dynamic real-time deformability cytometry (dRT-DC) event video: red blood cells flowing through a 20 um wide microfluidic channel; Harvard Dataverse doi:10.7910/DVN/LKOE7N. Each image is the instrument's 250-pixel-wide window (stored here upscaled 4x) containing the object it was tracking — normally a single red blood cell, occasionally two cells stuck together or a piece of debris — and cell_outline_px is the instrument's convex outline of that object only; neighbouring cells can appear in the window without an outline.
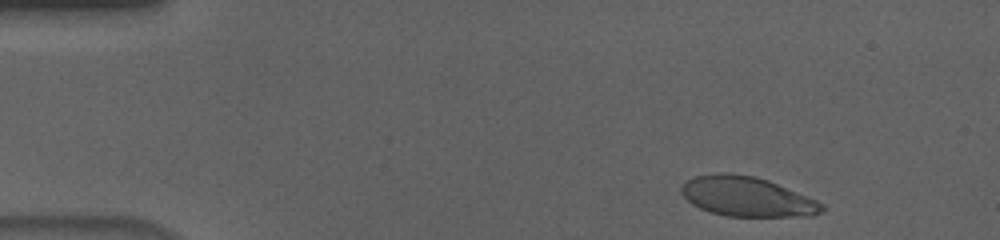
{"species": "human", "species_latin": "Homo sapiens", "temperature_condition": "cold", "stored_images_in_passage": 52, "camera_frame_rate_fps": 3000, "um_per_image_px": 0.085, "donor": {"sex": "male"}, "frame": {"image": 1, "passage_image": 3, "time_ms": 0.667, "image_size_px": [1000, 240], "cell_outline_px": [[824, 212], [812, 216], [724, 216], [708, 212], [692, 204], [680, 192], [680, 188], [688, 180], [696, 176], [724, 172], [732, 172], [756, 176], [768, 180], [816, 200], [824, 204]], "centroid_in_image_um": [63.5, 16.71], "position_along_channel_um": 21.5, "area_um2": 32.6}}
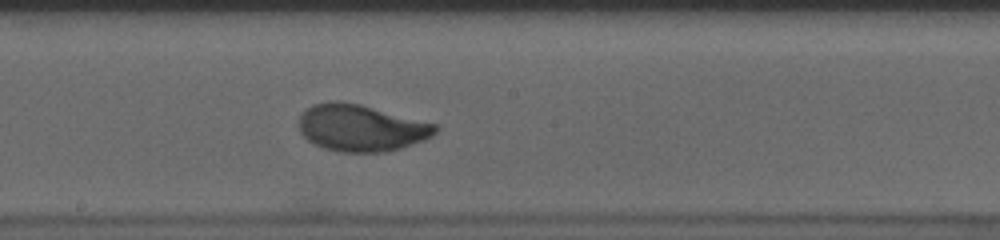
{"frame": {"image": 2, "passage_image": 27, "time_ms": 8.667, "image_size_px": [1000, 240], "cell_outline_px": [[440, 128], [432, 136], [424, 140], [388, 152], [340, 152], [324, 148], [308, 140], [300, 132], [300, 116], [312, 104], [328, 100], [336, 100], [360, 104], [436, 124]], "centroid_in_image_um": [30.7, 10.87], "position_along_channel_um": 217.5, "area_um2": 37.11}}
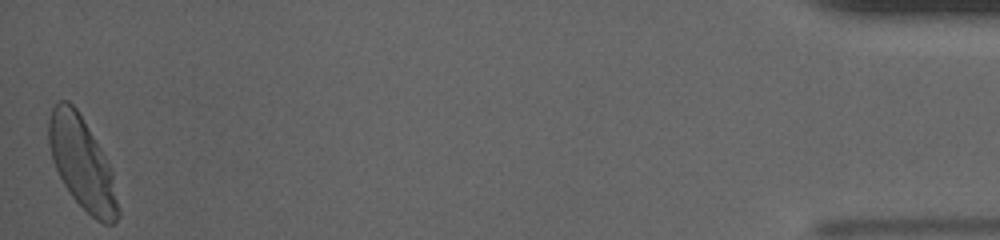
{"frame": {"image": 3, "passage_image": 52, "time_ms": 17.0, "image_size_px": [1000, 240], "cell_outline_px": [[120, 216], [112, 224], [104, 224], [96, 220], [72, 196], [64, 184], [52, 160], [48, 144], [48, 120], [52, 108], [60, 100], [68, 100], [76, 108], [100, 148], [112, 172], [120, 212]], "centroid_in_image_um": [6.96, 13.88], "position_along_channel_um": 428.2, "area_um2": 36.59}, "authors_computed_cell_mechanics": {"area_um2": 36.125, "velocity_mm_per_s": 3.605, "shape_relaxation_time_tau1_ms": 3.4149, "shape_relaxation_time_tau2_ms": null, "deformation_change_tau1": 0.1695, "deformation_change_tau2": null}}